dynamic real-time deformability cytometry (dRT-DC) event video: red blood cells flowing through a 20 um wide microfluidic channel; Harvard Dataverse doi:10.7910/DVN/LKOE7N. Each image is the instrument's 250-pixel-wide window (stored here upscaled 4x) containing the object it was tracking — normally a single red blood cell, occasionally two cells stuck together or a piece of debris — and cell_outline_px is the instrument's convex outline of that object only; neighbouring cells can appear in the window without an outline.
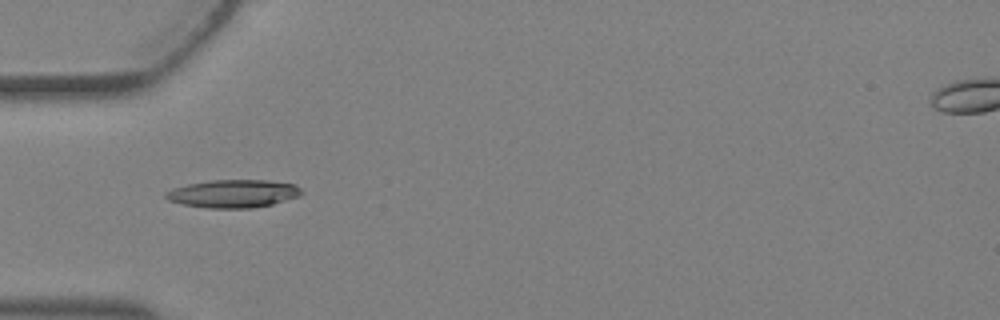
{"species": "Egyptian fruit bat (a non-hibernating species)", "species_latin": "Rousettus aegyptiacus", "temperature_condition": "warm", "stored_images_in_passage": 2, "camera_frame_rate_fps": 3000, "um_per_image_px": 0.085, "animal": {"sex": "female"}, "frame": {"image": 1, "passage_image": 1, "time_ms": 0.0, "image_size_px": [1000, 320], "cell_outline_px": [[304, 192], [300, 196], [272, 204], [252, 208], [208, 208], [184, 204], [168, 200], [164, 196], [164, 192], [172, 188], [188, 184], [212, 180], [268, 180], [296, 184]], "centroid_in_image_um": [19.84, 16.45], "position_along_channel_um": 65.2, "area_um2": 22.2}}
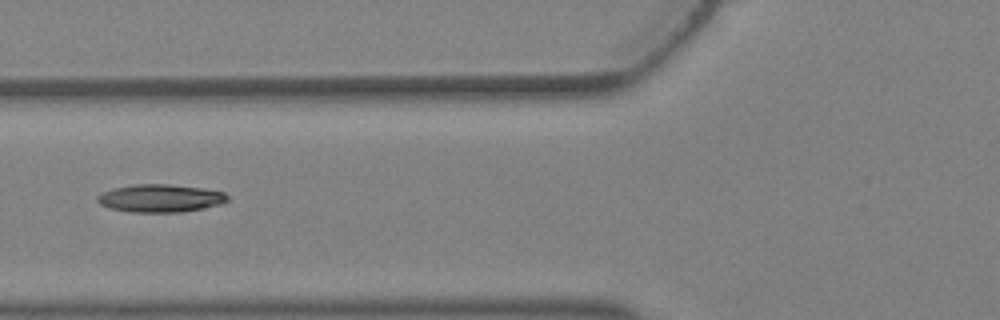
{"frame": {"image": 2, "passage_image": 2, "time_ms": 0.333, "image_size_px": [1000, 320], "cell_outline_px": [[228, 200], [220, 204], [204, 208], [180, 212], [128, 212], [112, 208], [100, 204], [96, 200], [96, 196], [104, 192], [116, 188], [132, 184], [168, 184], [204, 188], [224, 192], [228, 196]], "centroid_in_image_um": [13.64, 16.85], "position_along_channel_um": 112.2, "area_um2": 21.04}}